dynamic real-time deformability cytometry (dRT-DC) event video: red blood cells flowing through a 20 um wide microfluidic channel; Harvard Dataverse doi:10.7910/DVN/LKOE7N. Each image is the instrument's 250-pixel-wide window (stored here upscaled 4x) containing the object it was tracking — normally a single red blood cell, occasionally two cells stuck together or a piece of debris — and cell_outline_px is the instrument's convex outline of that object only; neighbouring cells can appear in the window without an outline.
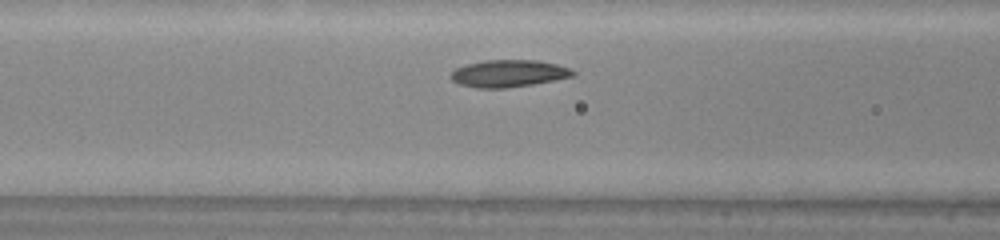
{"species": "common noctule bat (a hibernating species)", "species_latin": "Nyctalus noctula", "temperature_condition": "warm", "stored_images_in_passage": 7, "camera_frame_rate_fps": 3000, "um_per_image_px": 0.085, "animal": {"sex": "male", "body_mass_g": 20.0, "forearm_length_mm": 53.3}, "frame": {"image": 1, "passage_image": 5, "time_ms": 1.333, "image_size_px": [1000, 240], "cell_outline_px": [[576, 76], [556, 80], [508, 88], [476, 88], [460, 84], [452, 80], [448, 76], [456, 68], [468, 64], [484, 60], [536, 60], [556, 64], [568, 68], [576, 72]], "centroid_in_image_um": [43.24, 6.25], "position_along_channel_um": 123.4, "area_um2": 19.36}}